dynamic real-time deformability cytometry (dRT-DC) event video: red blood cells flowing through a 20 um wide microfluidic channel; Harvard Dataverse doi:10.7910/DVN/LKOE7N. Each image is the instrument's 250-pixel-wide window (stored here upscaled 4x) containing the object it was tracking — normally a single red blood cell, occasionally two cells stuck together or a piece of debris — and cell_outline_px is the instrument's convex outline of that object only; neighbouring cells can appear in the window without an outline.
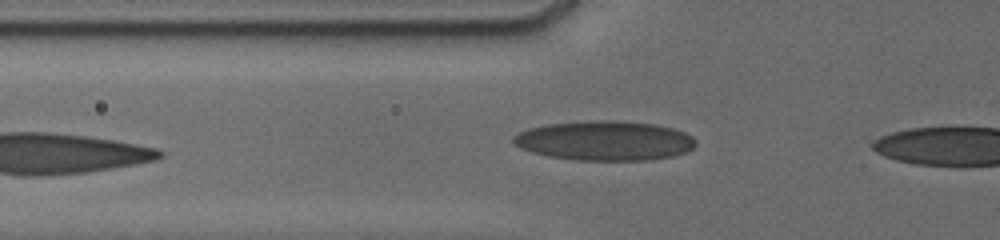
{"species": "human", "species_latin": "Homo sapiens", "temperature_condition": "cold", "stored_images_in_passage": 6, "camera_frame_rate_fps": 3000, "um_per_image_px": 0.085, "donor": {"sex": "male"}, "frame": {"image": 1, "passage_image": 5, "time_ms": 5.0, "image_size_px": [1000, 240], "cell_outline_px": [[696, 144], [692, 148], [684, 152], [672, 156], [648, 160], [576, 160], [548, 156], [532, 152], [520, 148], [512, 140], [512, 136], [528, 128], [548, 124], [596, 120], [608, 120], [652, 124], [672, 128], [684, 132], [692, 136], [696, 140]], "centroid_in_image_um": [51.38, 11.96], "position_along_channel_um": 74.4, "area_um2": 41.79}}